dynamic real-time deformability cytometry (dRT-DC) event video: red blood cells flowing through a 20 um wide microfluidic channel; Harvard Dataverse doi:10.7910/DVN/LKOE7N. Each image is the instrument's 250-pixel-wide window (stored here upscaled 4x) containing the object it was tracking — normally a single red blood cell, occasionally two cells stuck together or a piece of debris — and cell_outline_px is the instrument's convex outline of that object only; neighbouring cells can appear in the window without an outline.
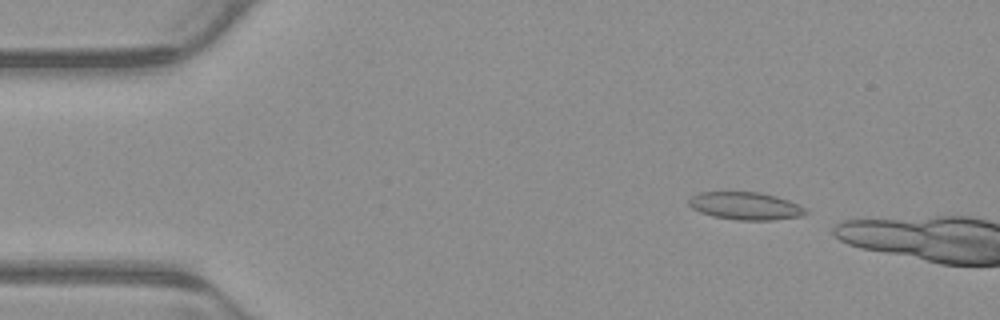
{"species": "common noctule bat (a hibernating species)", "species_latin": "Nyctalus noctula", "temperature_condition": "warm", "stored_images_in_passage": 4, "camera_frame_rate_fps": 3000, "um_per_image_px": 0.085, "animal": {"sex": "male", "body_mass_g": 23.1, "forearm_length_mm": 52.7}, "frame": {"image": 1, "passage_image": 1, "time_ms": 0.0, "image_size_px": [1000, 320], "cell_outline_px": [[808, 212], [800, 216], [772, 220], [736, 220], [712, 216], [700, 212], [692, 208], [688, 204], [688, 200], [692, 196], [700, 192], [760, 192], [776, 196], [788, 200], [808, 208]], "centroid_in_image_um": [63.37, 17.5], "position_along_channel_um": 21.6, "area_um2": 18.9}}